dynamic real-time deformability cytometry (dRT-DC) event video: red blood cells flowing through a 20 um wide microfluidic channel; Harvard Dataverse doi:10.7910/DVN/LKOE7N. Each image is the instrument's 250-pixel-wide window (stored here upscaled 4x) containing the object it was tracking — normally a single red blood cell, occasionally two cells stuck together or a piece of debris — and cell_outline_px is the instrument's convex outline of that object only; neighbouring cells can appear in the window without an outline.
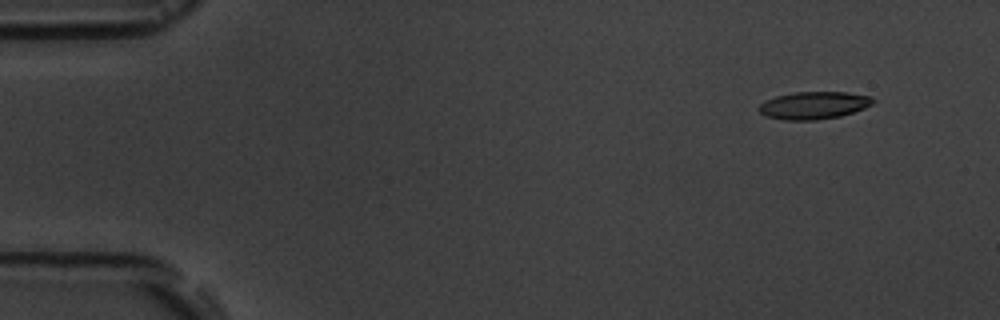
{"species": "common noctule bat (a hibernating species)", "species_latin": "Nyctalus noctula", "temperature_condition": "room temperature", "stored_images_in_passage": 5, "camera_frame_rate_fps": 3000, "um_per_image_px": 0.085, "animal": {"sex": "male", "body_mass_g": 19.5, "forearm_length_mm": 54.6}, "frame": {"image": 1, "passage_image": 1, "time_ms": 0.0, "image_size_px": [1000, 320], "cell_outline_px": [[876, 100], [872, 104], [864, 108], [840, 116], [816, 120], [784, 120], [764, 116], [756, 108], [764, 100], [776, 96], [796, 92], [844, 92], [872, 96]], "centroid_in_image_um": [69.14, 8.95], "position_along_channel_um": 15.9, "area_um2": 18.38}}
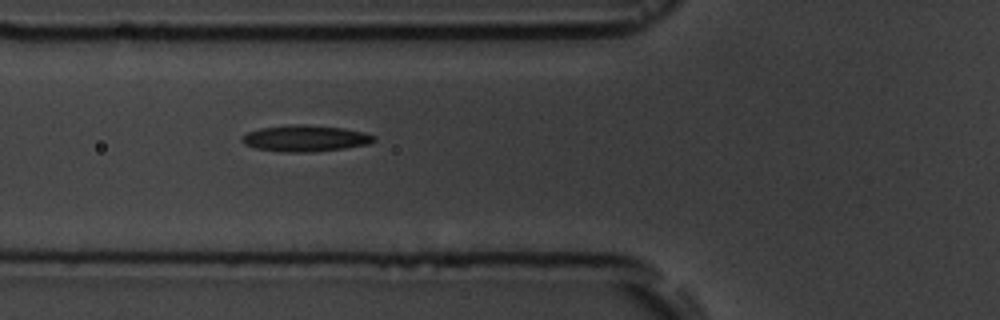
{"frame": {"image": 2, "passage_image": 5, "time_ms": 5.333, "image_size_px": [1000, 320], "cell_outline_px": [[376, 140], [368, 144], [344, 148], [312, 152], [284, 152], [256, 148], [244, 144], [240, 140], [248, 132], [260, 128], [292, 124], [304, 124], [344, 128], [364, 132], [376, 136]], "centroid_in_image_um": [25.97, 11.75], "position_along_channel_um": 99.8, "area_um2": 20.23}}